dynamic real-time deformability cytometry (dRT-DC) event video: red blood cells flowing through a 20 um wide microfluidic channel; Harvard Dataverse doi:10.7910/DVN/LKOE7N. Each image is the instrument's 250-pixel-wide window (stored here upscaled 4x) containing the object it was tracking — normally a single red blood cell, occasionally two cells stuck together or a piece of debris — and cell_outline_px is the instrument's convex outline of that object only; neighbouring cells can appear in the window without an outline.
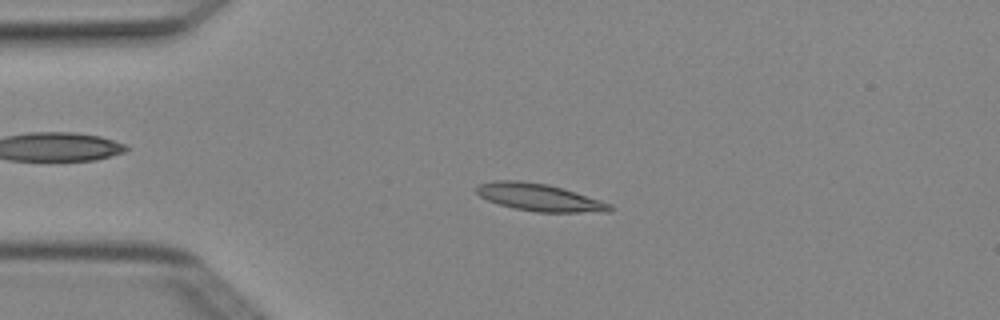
{"species": "Egyptian fruit bat (a non-hibernating species)", "species_latin": "Rousettus aegyptiacus", "temperature_condition": "cold", "stored_images_in_passage": 8, "camera_frame_rate_fps": 3000, "um_per_image_px": 0.085, "animal": {"sex": "female"}, "frame": {"image": 1, "passage_image": 4, "time_ms": 1.0, "image_size_px": [1000, 320], "cell_outline_px": [[616, 208], [612, 212], [536, 212], [516, 208], [500, 204], [488, 200], [480, 196], [476, 192], [476, 184], [492, 180], [520, 180], [548, 184], [564, 188], [612, 204]], "centroid_in_image_um": [45.88, 16.77], "position_along_channel_um": 39.1, "area_um2": 21.5}}
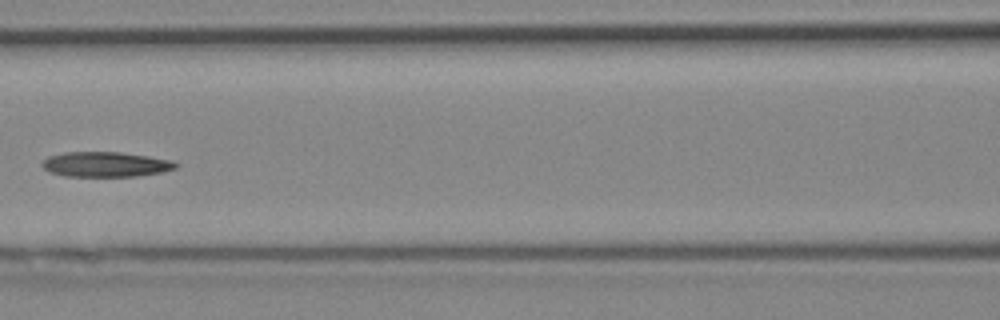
{"frame": {"image": 2, "passage_image": 7, "time_ms": 2.0, "image_size_px": [1000, 320], "cell_outline_px": [[180, 164], [176, 168], [160, 172], [136, 176], [64, 176], [48, 172], [40, 164], [48, 156], [64, 152], [120, 152], [148, 156], [172, 160]], "centroid_in_image_um": [8.96, 13.96], "position_along_channel_um": 157.6, "area_um2": 19.54}}
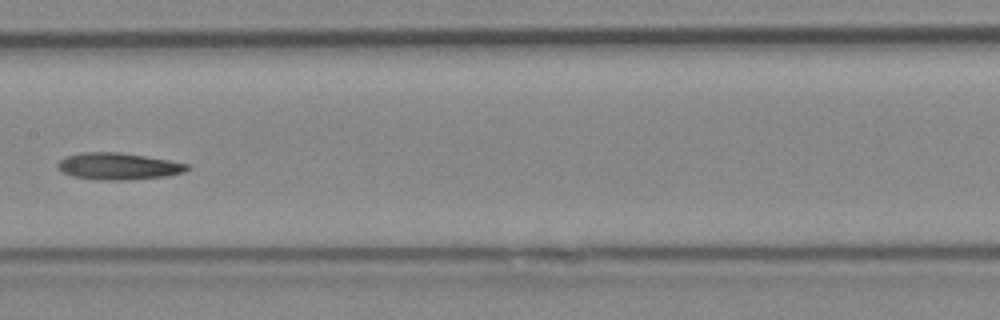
{"frame": {"image": 3, "passage_image": 8, "time_ms": 2.333, "image_size_px": [1000, 320], "cell_outline_px": [[192, 168], [184, 172], [168, 176], [124, 180], [100, 180], [72, 176], [56, 168], [56, 164], [64, 156], [80, 152], [120, 152], [168, 160], [188, 164]], "centroid_in_image_um": [10.04, 14.13], "position_along_channel_um": 197.4, "area_um2": 20.35}}